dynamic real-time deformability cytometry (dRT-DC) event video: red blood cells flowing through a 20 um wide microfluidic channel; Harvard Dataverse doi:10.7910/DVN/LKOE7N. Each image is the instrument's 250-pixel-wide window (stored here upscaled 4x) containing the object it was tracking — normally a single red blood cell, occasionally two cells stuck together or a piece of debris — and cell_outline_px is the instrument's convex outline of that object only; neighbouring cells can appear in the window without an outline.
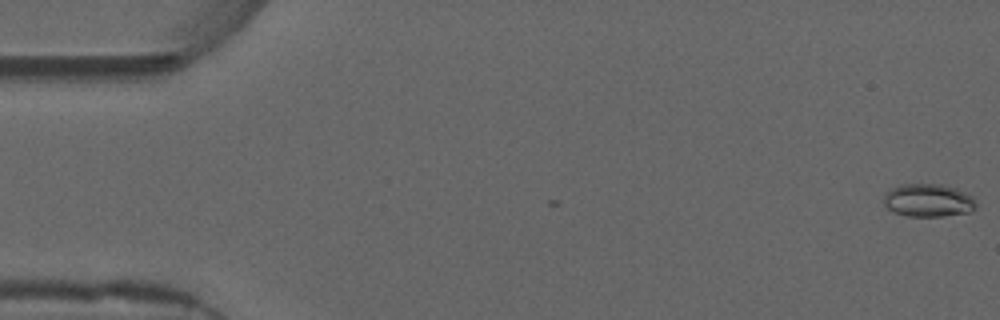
{"species": "common noctule bat (a hibernating species)", "species_latin": "Nyctalus noctula", "temperature_condition": "warm", "stored_images_in_passage": 4, "camera_frame_rate_fps": 3000, "um_per_image_px": 0.085, "animal": {"sex": "male", "forearm_length_mm": 52.5}, "frame": {"image": 1, "passage_image": 1, "time_ms": 0.0, "image_size_px": [1000, 320], "cell_outline_px": [[976, 208], [968, 212], [944, 216], [908, 216], [896, 212], [888, 208], [884, 204], [884, 196], [892, 188], [900, 184], [940, 184], [956, 188], [972, 196], [976, 200]], "centroid_in_image_um": [78.93, 17.02], "position_along_channel_um": 6.1, "area_um2": 17.63}}